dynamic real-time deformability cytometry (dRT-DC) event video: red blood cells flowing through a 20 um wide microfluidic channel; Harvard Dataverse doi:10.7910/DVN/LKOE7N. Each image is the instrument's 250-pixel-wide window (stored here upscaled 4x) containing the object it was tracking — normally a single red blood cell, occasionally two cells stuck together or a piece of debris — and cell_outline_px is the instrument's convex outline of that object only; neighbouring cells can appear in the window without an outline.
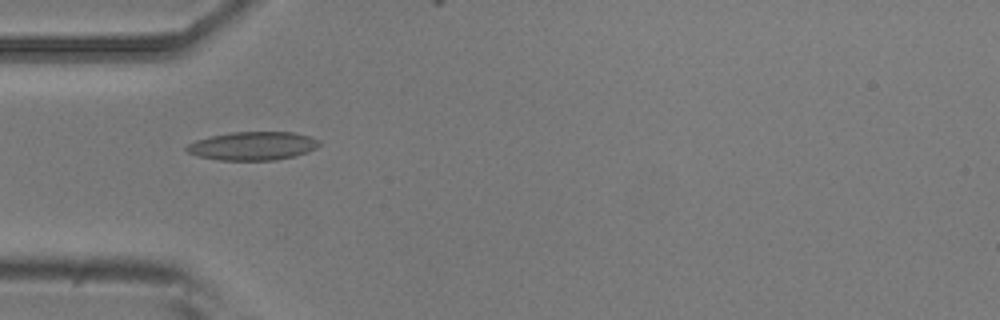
{"species": "common noctule bat (a hibernating species)", "species_latin": "Nyctalus noctula", "temperature_condition": "room temperature", "stored_images_in_passage": 8, "camera_frame_rate_fps": 3000, "um_per_image_px": 0.085, "animal": {"sex": "male", "body_mass_g": 20.5, "forearm_length_mm": 52.5}, "frame": {"image": 1, "passage_image": 2, "time_ms": 1.333, "image_size_px": [1000, 320], "cell_outline_px": [[320, 144], [316, 148], [308, 152], [296, 156], [276, 160], [220, 160], [196, 156], [188, 152], [184, 148], [188, 144], [196, 140], [212, 136], [232, 132], [292, 132], [308, 136], [320, 140]], "centroid_in_image_um": [21.49, 12.41], "position_along_channel_um": 63.5, "area_um2": 22.02}}
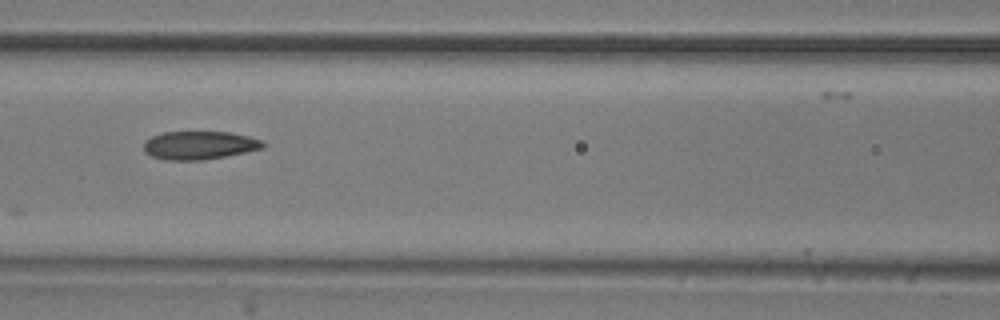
{"frame": {"image": 2, "passage_image": 4, "time_ms": 3.667, "image_size_px": [1000, 320], "cell_outline_px": [[268, 144], [264, 148], [204, 160], [164, 160], [152, 156], [144, 152], [144, 140], [152, 136], [164, 132], [228, 132], [248, 136], [264, 140]], "centroid_in_image_um": [16.96, 12.35], "position_along_channel_um": 149.6, "area_um2": 19.77}}
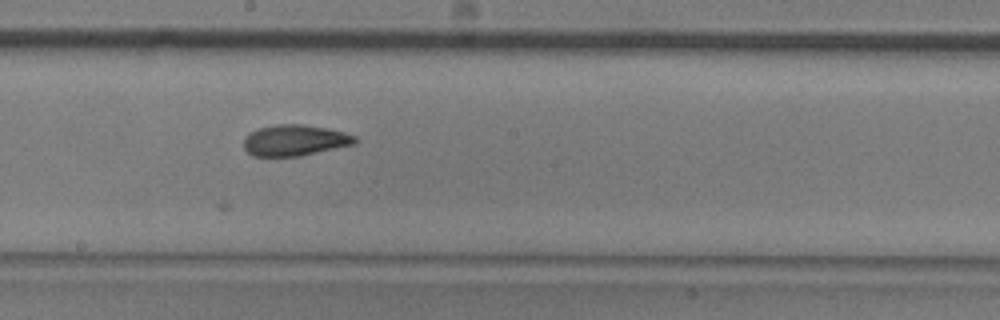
{"frame": {"image": 3, "passage_image": 6, "time_ms": 5.667, "image_size_px": [1000, 320], "cell_outline_px": [[356, 144], [300, 156], [252, 156], [244, 148], [244, 136], [260, 128], [276, 124], [304, 124], [328, 128], [344, 132], [356, 136]], "centroid_in_image_um": [25.07, 11.92], "position_along_channel_um": 223.1, "area_um2": 20.17}}